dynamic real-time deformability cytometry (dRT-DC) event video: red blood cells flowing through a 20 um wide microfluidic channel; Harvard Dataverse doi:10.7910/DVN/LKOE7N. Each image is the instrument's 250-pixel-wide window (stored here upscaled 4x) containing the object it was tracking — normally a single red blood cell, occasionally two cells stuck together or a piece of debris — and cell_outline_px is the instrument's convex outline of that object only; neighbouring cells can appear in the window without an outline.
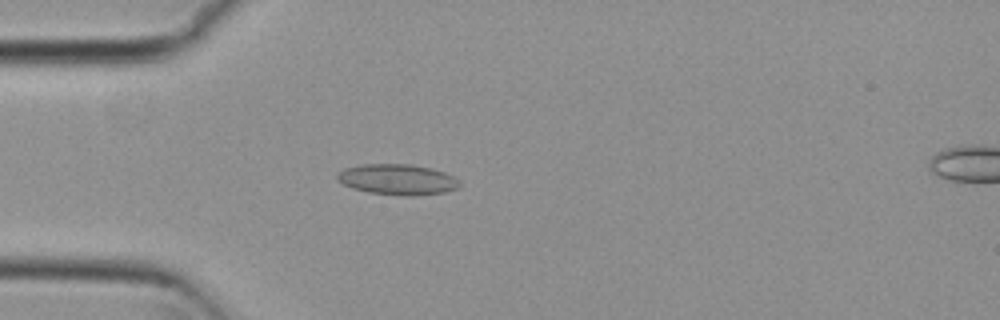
{"species": "common noctule bat (a hibernating species)", "species_latin": "Nyctalus noctula", "temperature_condition": "cold", "stored_images_in_passage": 40, "camera_frame_rate_fps": 3000, "um_per_image_px": 0.085, "animal": {"sex": "female", "body_mass_g": 29.2, "forearm_length_mm": 56.3}, "frame": {"image": 1, "passage_image": 1, "time_ms": 0.0, "image_size_px": [1000, 320], "cell_outline_px": [[460, 188], [444, 192], [412, 196], [400, 196], [368, 192], [352, 188], [336, 180], [336, 172], [344, 168], [364, 164], [408, 164], [432, 168], [444, 172], [460, 180]], "centroid_in_image_um": [33.77, 15.26], "position_along_channel_um": 51.2, "area_um2": 22.08}}
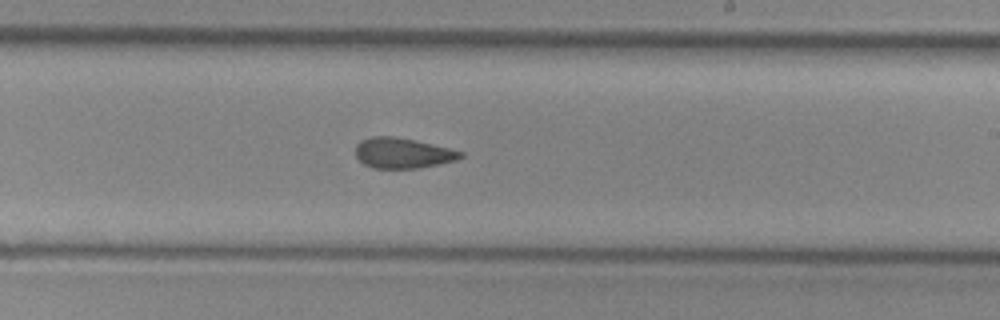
{"frame": {"image": 2, "passage_image": 18, "time_ms": 5.667, "image_size_px": [1000, 320], "cell_outline_px": [[464, 156], [456, 160], [420, 168], [372, 168], [364, 164], [356, 156], [356, 144], [360, 140], [372, 136], [392, 136], [412, 140], [448, 148], [464, 152]], "centroid_in_image_um": [34.2, 13.01], "position_along_channel_um": 254.8, "area_um2": 18.44}}
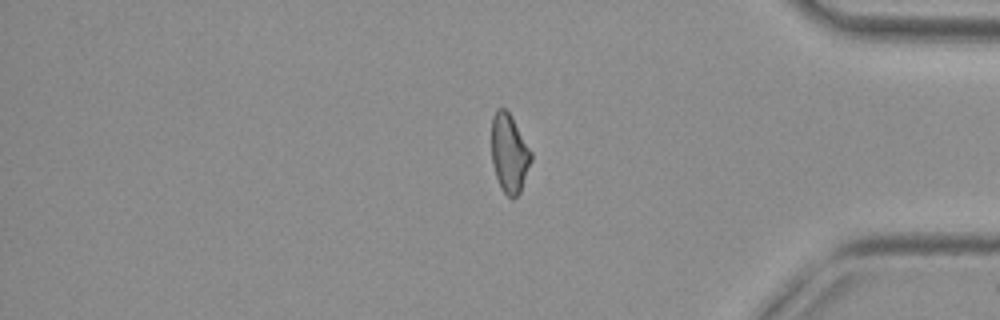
{"frame": {"image": 3, "passage_image": 31, "time_ms": 10.0, "image_size_px": [1000, 320], "cell_outline_px": [[532, 160], [520, 192], [512, 200], [504, 192], [496, 176], [492, 164], [492, 116], [496, 108], [504, 108], [508, 112], [532, 152]], "centroid_in_image_um": [43.29, 13.04], "position_along_channel_um": 391.9, "area_um2": 17.92}, "authors_computed_cell_mechanics": {"area_um2": 18.9584, "velocity_mm_per_s": 3.763, "shape_relaxation_time_tau1_ms": null, "shape_relaxation_time_tau2_ms": 3.1016, "deformation_change_tau1": null, "deformation_change_tau2": 0.1004}}